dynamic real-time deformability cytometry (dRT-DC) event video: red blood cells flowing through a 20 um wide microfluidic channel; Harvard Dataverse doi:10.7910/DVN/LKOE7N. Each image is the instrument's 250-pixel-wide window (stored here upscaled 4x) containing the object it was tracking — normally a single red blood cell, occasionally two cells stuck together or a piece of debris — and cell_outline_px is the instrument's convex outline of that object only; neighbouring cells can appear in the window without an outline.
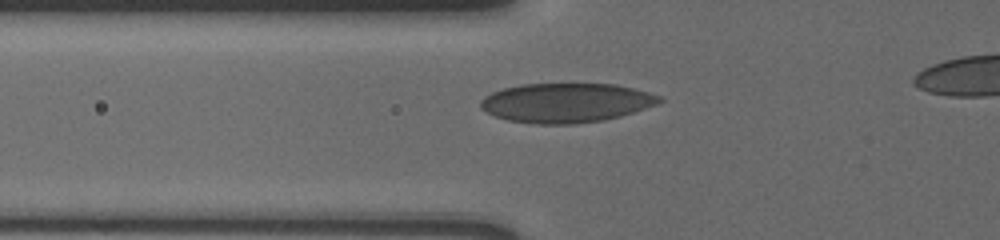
{"species": "human", "species_latin": "Homo sapiens", "temperature_condition": "cold", "stored_images_in_passage": 48, "camera_frame_rate_fps": 3000, "um_per_image_px": 0.085, "donor": {"sex": "male"}, "frame": {"image": 1, "passage_image": 17, "time_ms": 5.333, "image_size_px": [1000, 240], "cell_outline_px": [[664, 100], [656, 104], [620, 116], [604, 120], [576, 124], [536, 124], [508, 120], [496, 116], [480, 108], [480, 100], [484, 96], [492, 92], [504, 88], [520, 84], [616, 84], [664, 96]], "centroid_in_image_um": [48.12, 8.73], "position_along_channel_um": 77.7, "area_um2": 41.04}}
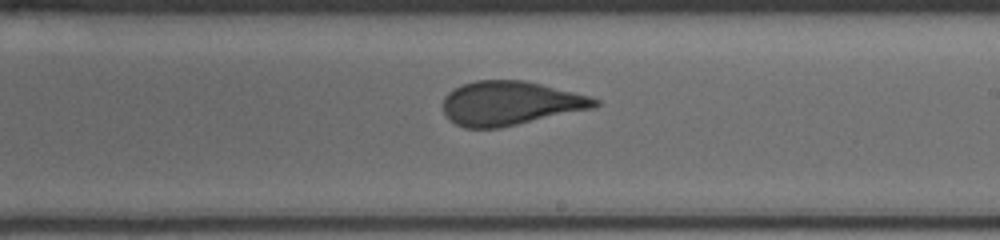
{"frame": {"image": 2, "passage_image": 31, "time_ms": 10.0, "image_size_px": [1000, 240], "cell_outline_px": [[600, 104], [596, 108], [500, 128], [464, 128], [456, 124], [444, 112], [444, 96], [448, 92], [460, 84], [476, 80], [524, 80], [588, 96], [600, 100]], "centroid_in_image_um": [43.38, 8.78], "position_along_channel_um": 245.6, "area_um2": 38.96}}
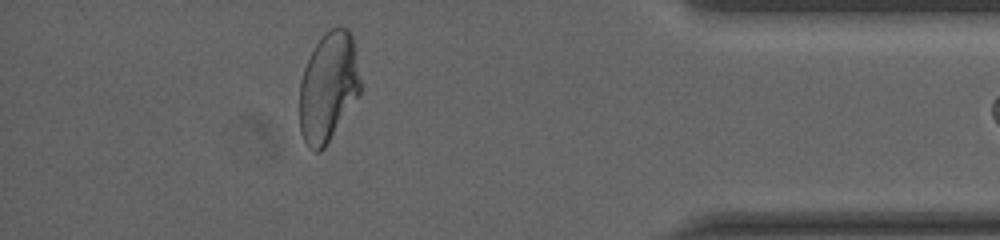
{"frame": {"image": 3, "passage_image": 47, "time_ms": 15.333, "image_size_px": [1000, 240], "cell_outline_px": [[360, 96], [324, 148], [320, 152], [316, 152], [304, 140], [300, 132], [300, 80], [304, 68], [316, 44], [332, 28], [348, 28], [352, 36], [360, 80]], "centroid_in_image_um": [27.91, 7.44], "position_along_channel_um": 407.3, "area_um2": 38.38}}